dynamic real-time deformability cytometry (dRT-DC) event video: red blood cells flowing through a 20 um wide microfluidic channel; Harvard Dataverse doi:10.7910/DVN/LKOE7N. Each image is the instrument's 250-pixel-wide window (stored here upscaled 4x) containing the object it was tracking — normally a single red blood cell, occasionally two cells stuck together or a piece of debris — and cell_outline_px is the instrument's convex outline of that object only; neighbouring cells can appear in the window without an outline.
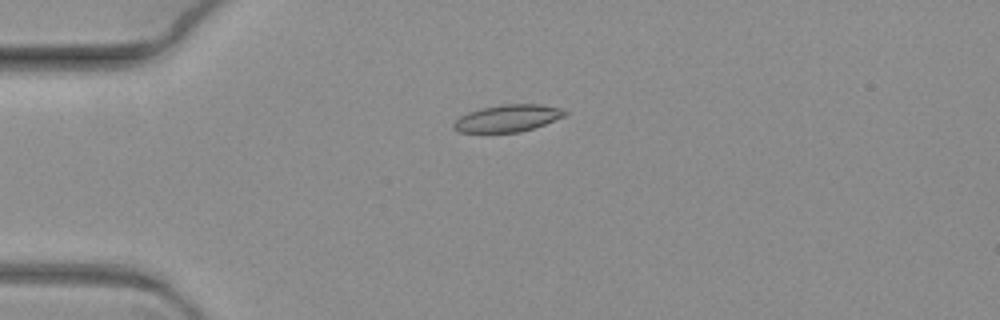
{"species": "common noctule bat (a hibernating species)", "species_latin": "Nyctalus noctula", "temperature_condition": "warm", "stored_images_in_passage": 5, "camera_frame_rate_fps": 3000, "um_per_image_px": 0.085, "animal": {"sex": "female", "body_mass_g": 19.3, "forearm_length_mm": 54.1}, "frame": {"image": 1, "passage_image": 4, "time_ms": 1.0, "image_size_px": [1000, 320], "cell_outline_px": [[568, 112], [564, 116], [544, 124], [520, 132], [460, 132], [452, 128], [452, 124], [460, 116], [468, 112], [500, 104], [540, 104], [560, 108]], "centroid_in_image_um": [43.13, 10.05], "position_along_channel_um": 41.9, "area_um2": 17.34}}